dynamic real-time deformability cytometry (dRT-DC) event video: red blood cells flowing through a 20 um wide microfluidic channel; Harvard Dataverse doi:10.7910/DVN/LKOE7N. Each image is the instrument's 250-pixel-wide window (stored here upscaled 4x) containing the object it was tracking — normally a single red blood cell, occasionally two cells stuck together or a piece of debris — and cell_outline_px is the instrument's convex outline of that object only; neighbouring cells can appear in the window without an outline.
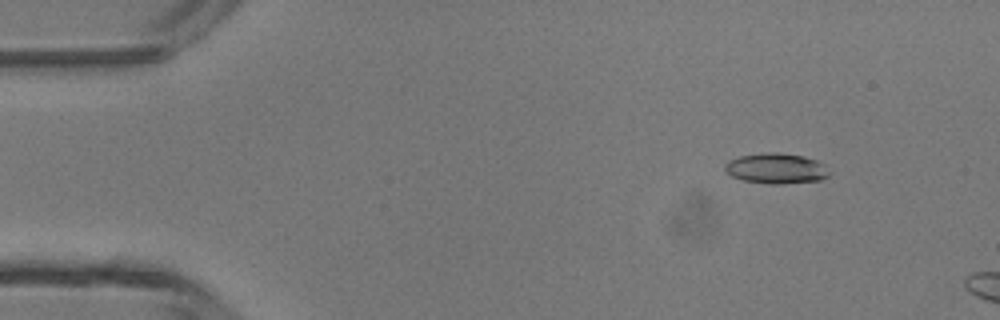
{"species": "common noctule bat (a hibernating species)", "species_latin": "Nyctalus noctula", "temperature_condition": "room temperature", "stored_images_in_passage": 10, "camera_frame_rate_fps": 3000, "um_per_image_px": 0.085, "animal": {"sex": "male", "body_mass_g": 13.3}, "frame": {"image": 1, "passage_image": 6, "time_ms": 1.667, "image_size_px": [1000, 320], "cell_outline_px": [[828, 176], [820, 180], [780, 184], [772, 184], [744, 180], [732, 176], [724, 172], [724, 164], [728, 160], [740, 156], [768, 152], [780, 152], [804, 156], [816, 160], [824, 164], [828, 172]], "centroid_in_image_um": [65.94, 14.31], "position_along_channel_um": 19.1, "area_um2": 18.5}}